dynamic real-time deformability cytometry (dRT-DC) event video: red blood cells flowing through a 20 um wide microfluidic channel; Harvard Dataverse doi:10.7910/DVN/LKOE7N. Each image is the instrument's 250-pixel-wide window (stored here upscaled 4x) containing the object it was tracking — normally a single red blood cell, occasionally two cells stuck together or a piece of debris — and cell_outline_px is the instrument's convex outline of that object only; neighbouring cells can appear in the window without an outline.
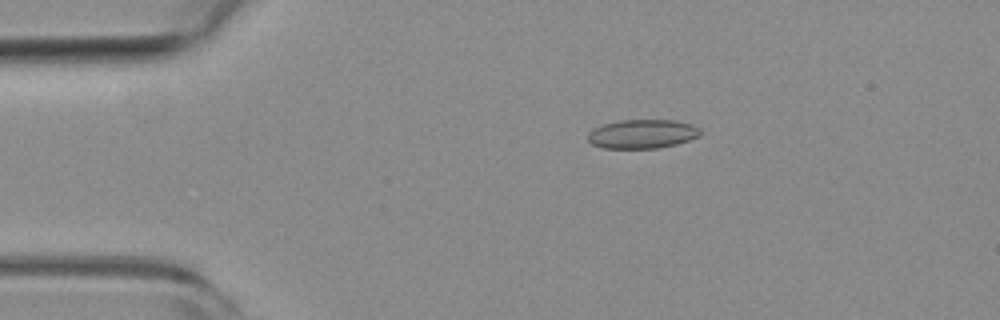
{"species": "common noctule bat (a hibernating species)", "species_latin": "Nyctalus noctula", "temperature_condition": "room temperature", "stored_images_in_passage": 40, "camera_frame_rate_fps": 3000, "um_per_image_px": 0.085, "animal": {"sex": "female", "body_mass_g": 19.3, "forearm_length_mm": 54.1}, "frame": {"image": 1, "passage_image": 2, "time_ms": 0.333, "image_size_px": [1000, 320], "cell_outline_px": [[704, 132], [700, 136], [676, 144], [656, 148], [604, 148], [592, 144], [588, 140], [588, 132], [592, 128], [600, 124], [620, 120], [676, 120], [692, 124], [700, 128]], "centroid_in_image_um": [54.6, 11.37], "position_along_channel_um": 30.4, "area_um2": 19.25}}
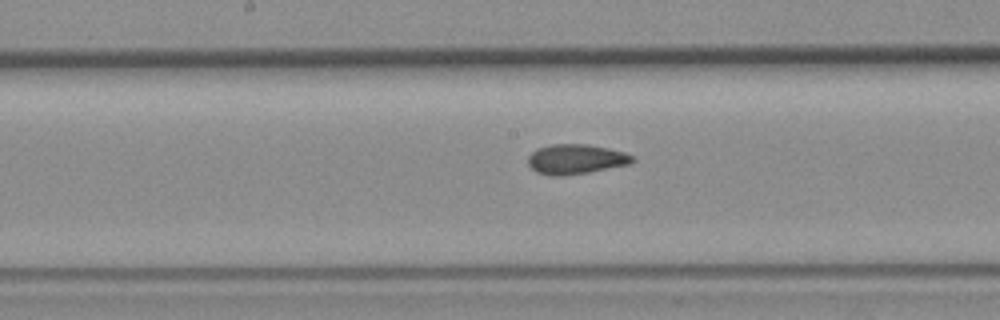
{"frame": {"image": 2, "passage_image": 19, "time_ms": 6.0, "image_size_px": [1000, 320], "cell_outline_px": [[636, 160], [632, 164], [588, 172], [564, 176], [548, 176], [536, 172], [528, 164], [528, 156], [536, 148], [552, 144], [588, 144], [608, 148], [624, 152], [632, 156]], "centroid_in_image_um": [48.94, 13.53], "position_along_channel_um": 199.3, "area_um2": 18.38}}
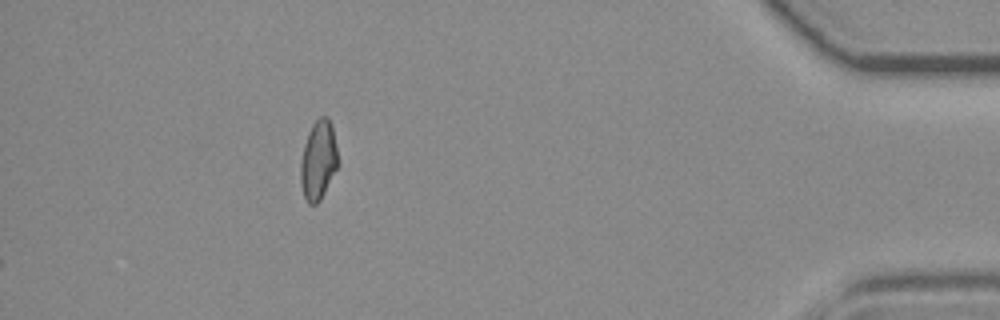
{"frame": {"image": 3, "passage_image": 40, "time_ms": 13.0, "image_size_px": [1000, 320], "cell_outline_px": [[340, 164], [320, 200], [316, 204], [308, 204], [304, 196], [300, 184], [300, 164], [304, 144], [308, 132], [312, 124], [320, 116], [328, 116], [332, 124]], "centroid_in_image_um": [27.07, 13.6], "position_along_channel_um": 408.1, "area_um2": 17.63}, "authors_computed_cell_mechanics": {"area_um2": 17.8024, "velocity_mm_per_s": 3.8319, "shape_relaxation_time_tau1_ms": null, "shape_relaxation_time_tau2_ms": 2.473, "deformation_change_tau1": null, "deformation_change_tau2": 0.0761}}